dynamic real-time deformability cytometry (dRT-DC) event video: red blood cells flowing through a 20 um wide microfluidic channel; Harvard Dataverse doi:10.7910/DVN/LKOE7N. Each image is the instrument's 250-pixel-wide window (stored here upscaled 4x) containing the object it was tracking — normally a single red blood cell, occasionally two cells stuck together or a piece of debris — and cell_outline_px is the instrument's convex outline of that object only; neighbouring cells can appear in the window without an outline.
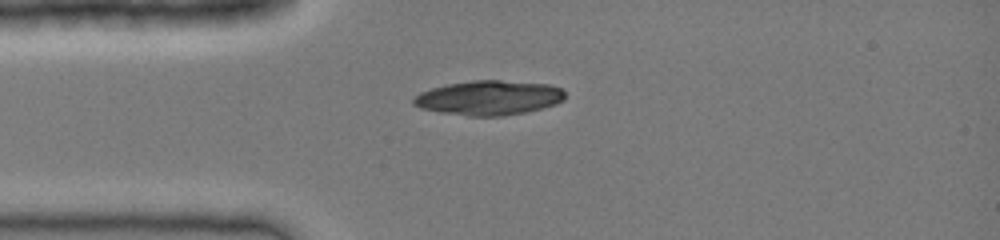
{"species": "common noctule bat (a hibernating species)", "species_latin": "Nyctalus noctula", "temperature_condition": "cold", "stored_images_in_passage": 31, "camera_frame_rate_fps": 3000, "um_per_image_px": 0.085, "animal": {"sex": "female", "body_mass_g": 19.0, "forearm_length_mm": 51.5}, "frame": {"image": 1, "passage_image": 1, "time_ms": 0.0, "image_size_px": [1000, 240], "cell_outline_px": [[564, 100], [556, 104], [524, 112], [500, 116], [468, 116], [440, 112], [420, 108], [412, 104], [412, 100], [420, 92], [432, 88], [448, 84], [472, 80], [500, 80], [548, 84], [560, 88], [564, 92]], "centroid_in_image_um": [41.53, 8.31], "position_along_channel_um": 43.5, "area_um2": 30.35}}
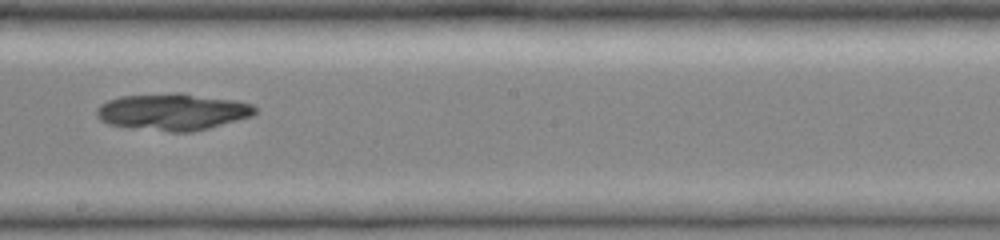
{"frame": {"image": 2, "passage_image": 14, "time_ms": 4.333, "image_size_px": [1000, 240], "cell_outline_px": [[256, 112], [252, 116], [208, 128], [192, 132], [172, 132], [108, 124], [100, 120], [96, 116], [96, 108], [100, 104], [108, 100], [120, 96], [172, 92], [180, 92], [236, 100], [252, 104], [256, 108]], "centroid_in_image_um": [14.67, 9.48], "position_along_channel_um": 233.5, "area_um2": 34.04}}
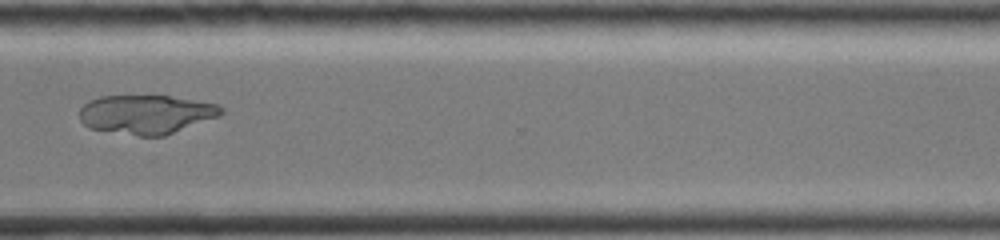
{"frame": {"image": 3, "passage_image": 22, "time_ms": 7.0, "image_size_px": [1000, 240], "cell_outline_px": [[224, 112], [220, 116], [164, 136], [136, 136], [88, 128], [80, 120], [80, 108], [88, 100], [100, 96], [168, 96], [220, 104], [224, 108]], "centroid_in_image_um": [12.44, 9.72], "position_along_channel_um": 358.2, "area_um2": 32.43}}